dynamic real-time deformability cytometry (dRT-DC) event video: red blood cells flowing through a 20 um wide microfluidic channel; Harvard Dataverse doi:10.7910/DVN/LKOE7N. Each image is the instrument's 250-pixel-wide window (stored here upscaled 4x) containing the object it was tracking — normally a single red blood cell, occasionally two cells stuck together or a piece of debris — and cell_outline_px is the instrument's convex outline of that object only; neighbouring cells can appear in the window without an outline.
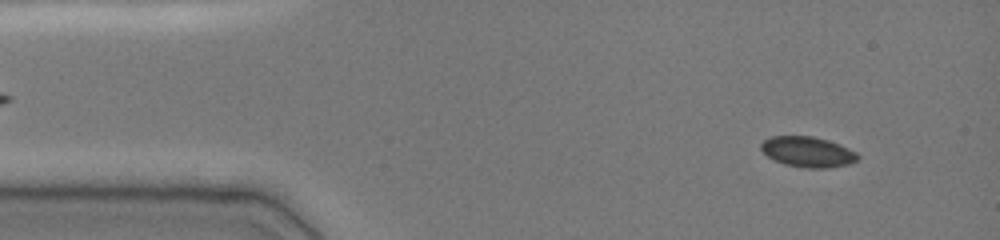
{"species": "common noctule bat (a hibernating species)", "species_latin": "Nyctalus noctula", "temperature_condition": "cold", "stored_images_in_passage": 48, "camera_frame_rate_fps": 3000, "um_per_image_px": 0.085, "animal": {"sex": "female", "body_mass_g": 19.0, "forearm_length_mm": 51.5}, "frame": {"image": 1, "passage_image": 4, "time_ms": 1.0, "image_size_px": [1000, 240], "cell_outline_px": [[860, 156], [856, 160], [848, 164], [828, 168], [808, 168], [784, 164], [768, 156], [760, 148], [760, 144], [764, 140], [772, 136], [812, 136], [828, 140], [856, 152]], "centroid_in_image_um": [68.64, 12.9], "position_along_channel_um": 16.4, "area_um2": 16.94}}
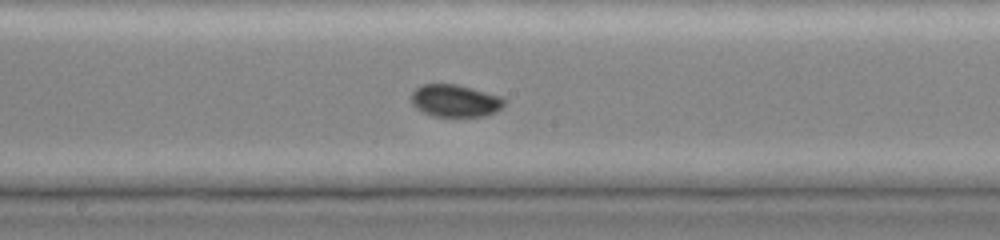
{"frame": {"image": 2, "passage_image": 25, "time_ms": 8.0, "image_size_px": [1000, 240], "cell_outline_px": [[508, 100], [496, 112], [484, 116], [432, 116], [416, 108], [412, 104], [412, 92], [420, 84], [456, 84], [472, 88], [500, 96]], "centroid_in_image_um": [38.69, 8.56], "position_along_channel_um": 209.5, "area_um2": 17.51}}
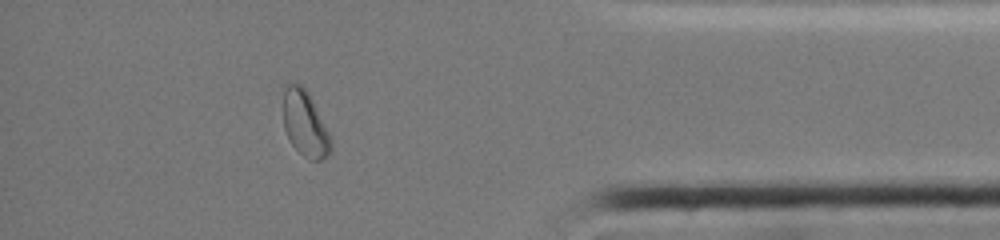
{"frame": {"image": 3, "passage_image": 42, "time_ms": 13.667, "image_size_px": [1000, 240], "cell_outline_px": [[332, 148], [320, 160], [308, 160], [288, 140], [284, 128], [284, 84], [288, 80], [300, 84], [308, 92], [332, 140]], "centroid_in_image_um": [25.89, 10.48], "position_along_channel_um": 409.3, "area_um2": 18.09}, "authors_computed_cell_mechanics": {"area_um2": 17.5134, "velocity_mm_per_s": 3.8842, "shape_relaxation_time_tau1_ms": null, "shape_relaxation_time_tau2_ms": 2.5428, "deformation_change_tau1": null, "deformation_change_tau2": 0.0355}}